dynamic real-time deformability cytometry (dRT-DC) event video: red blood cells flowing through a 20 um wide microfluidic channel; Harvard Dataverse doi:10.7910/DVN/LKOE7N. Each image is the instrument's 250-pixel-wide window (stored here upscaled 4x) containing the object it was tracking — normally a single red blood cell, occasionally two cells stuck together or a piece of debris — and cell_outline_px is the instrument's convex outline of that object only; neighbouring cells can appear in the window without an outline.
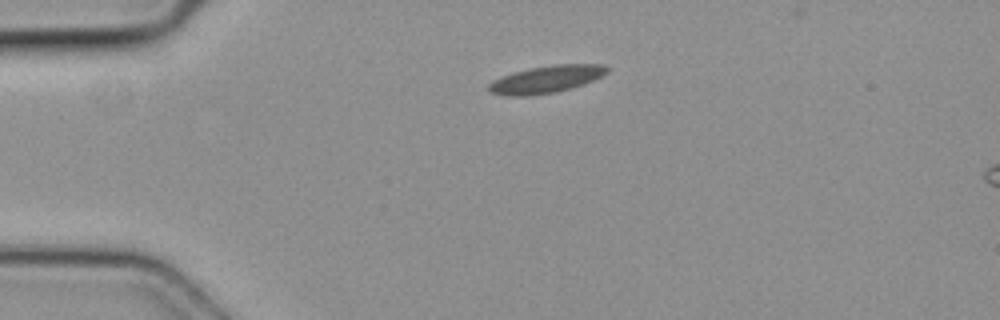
{"species": "common noctule bat (a hibernating species)", "species_latin": "Nyctalus noctula", "temperature_condition": "cold", "stored_images_in_passage": 3, "camera_frame_rate_fps": 3000, "um_per_image_px": 0.085, "animal": {"sex": "female", "body_mass_g": 19.3, "forearm_length_mm": 54.1}, "frame": {"image": 1, "passage_image": 1, "time_ms": 0.0, "image_size_px": [1000, 320], "cell_outline_px": [[608, 72], [584, 84], [572, 88], [556, 92], [528, 96], [504, 96], [488, 92], [488, 84], [492, 80], [500, 76], [512, 72], [528, 68], [556, 64], [604, 64], [608, 68]], "centroid_in_image_um": [46.36, 6.74], "position_along_channel_um": 38.6, "area_um2": 19.07}}